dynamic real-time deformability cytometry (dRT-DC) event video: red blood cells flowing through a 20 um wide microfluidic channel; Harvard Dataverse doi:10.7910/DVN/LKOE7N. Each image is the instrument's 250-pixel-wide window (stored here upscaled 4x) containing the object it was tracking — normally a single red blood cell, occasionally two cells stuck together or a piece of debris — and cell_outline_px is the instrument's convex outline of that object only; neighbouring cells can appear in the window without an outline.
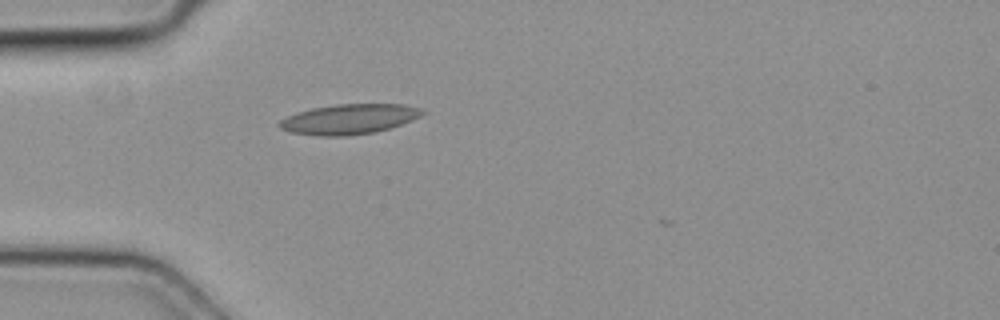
{"species": "common noctule bat (a hibernating species)", "species_latin": "Nyctalus noctula", "temperature_condition": "cold", "stored_images_in_passage": 1, "camera_frame_rate_fps": 3000, "um_per_image_px": 0.085, "animal": {"sex": "female", "body_mass_g": 19.3, "forearm_length_mm": 54.1}, "frame": {"image": 1, "passage_image": 1, "time_ms": 0.0, "image_size_px": [1000, 320], "cell_outline_px": [[424, 112], [420, 116], [412, 120], [376, 132], [344, 136], [316, 136], [288, 132], [280, 128], [276, 124], [280, 120], [296, 112], [312, 108], [336, 104], [404, 104], [424, 108]], "centroid_in_image_um": [29.64, 10.12], "position_along_channel_um": 55.4, "area_um2": 25.2}}